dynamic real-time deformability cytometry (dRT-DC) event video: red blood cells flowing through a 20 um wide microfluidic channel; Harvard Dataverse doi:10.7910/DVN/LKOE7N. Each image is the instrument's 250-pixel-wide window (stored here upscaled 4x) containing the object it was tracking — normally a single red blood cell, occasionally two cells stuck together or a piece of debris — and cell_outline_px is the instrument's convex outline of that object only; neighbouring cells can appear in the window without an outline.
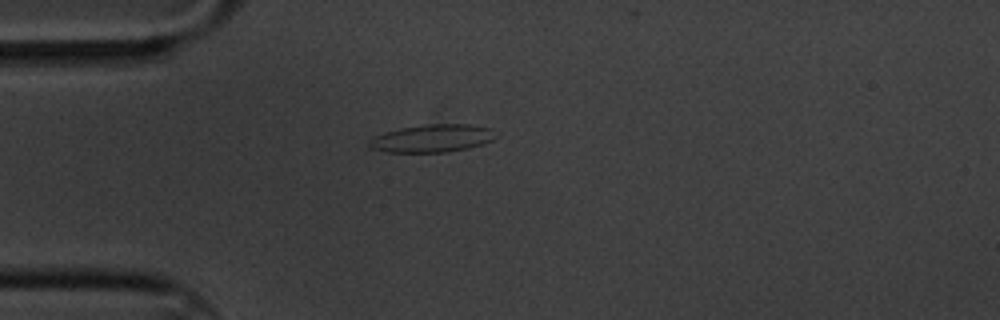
{"species": "common noctule bat (a hibernating species)", "species_latin": "Nyctalus noctula", "temperature_condition": "cold", "stored_images_in_passage": 7, "camera_frame_rate_fps": 3000, "um_per_image_px": 0.085, "animal": {"sex": "male", "body_mass_g": 20.1, "forearm_length_mm": 53.5}, "frame": {"image": 1, "passage_image": 1, "time_ms": 0.0, "image_size_px": [1000, 320], "cell_outline_px": [[496, 136], [492, 140], [484, 144], [468, 148], [448, 152], [384, 152], [368, 148], [368, 140], [384, 132], [400, 128], [428, 124], [468, 124], [492, 128]], "centroid_in_image_um": [36.72, 11.76], "position_along_channel_um": 48.3, "area_um2": 20.63}}
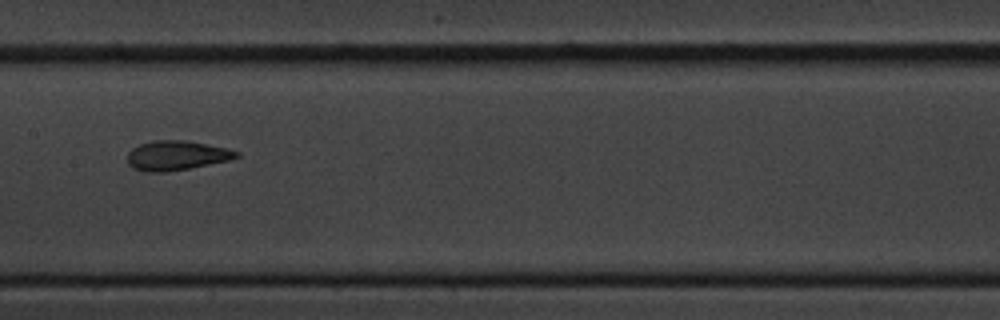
{"frame": {"image": 2, "passage_image": 5, "time_ms": 1.333, "image_size_px": [1000, 320], "cell_outline_px": [[240, 156], [232, 160], [188, 168], [164, 172], [144, 172], [132, 168], [128, 164], [128, 152], [132, 148], [140, 144], [152, 140], [188, 140], [228, 148], [240, 152]], "centroid_in_image_um": [15.02, 13.21], "position_along_channel_um": 192.4, "area_um2": 19.02}}
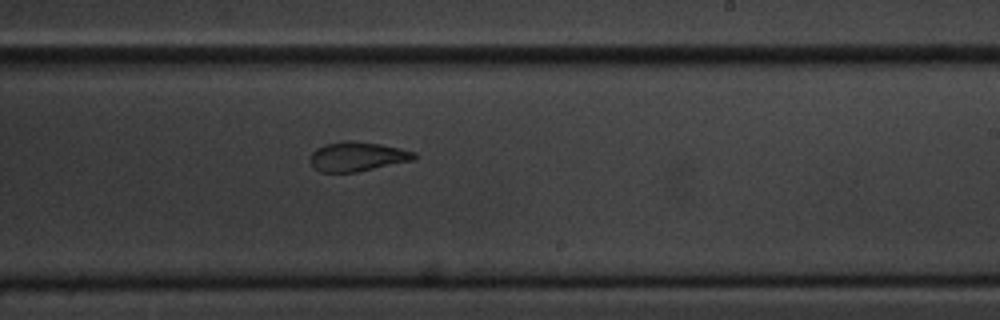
{"frame": {"image": 3, "passage_image": 7, "time_ms": 2.0, "image_size_px": [1000, 320], "cell_outline_px": [[416, 160], [356, 172], [320, 172], [312, 168], [308, 160], [312, 152], [316, 148], [324, 144], [344, 140], [352, 140], [380, 144], [400, 148], [416, 152]], "centroid_in_image_um": [30.34, 13.3], "position_along_channel_um": 258.7, "area_um2": 18.21}}